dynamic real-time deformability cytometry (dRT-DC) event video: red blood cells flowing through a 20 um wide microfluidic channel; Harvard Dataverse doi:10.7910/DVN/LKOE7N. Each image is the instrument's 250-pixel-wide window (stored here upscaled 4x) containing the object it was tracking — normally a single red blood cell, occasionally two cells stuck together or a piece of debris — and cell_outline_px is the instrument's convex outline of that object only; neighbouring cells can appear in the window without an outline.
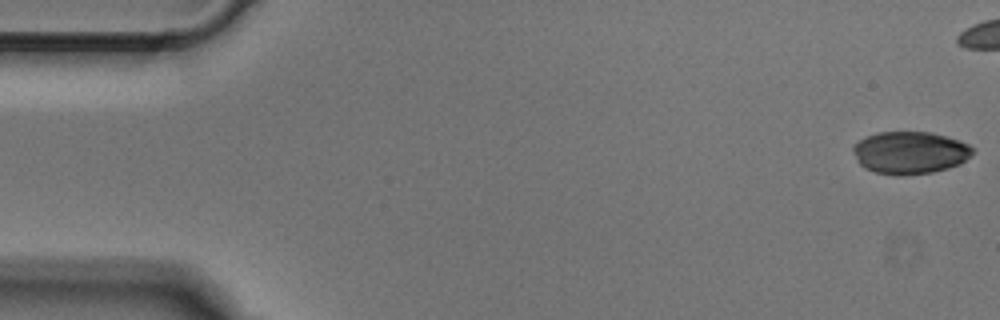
{"species": "Egyptian fruit bat (a non-hibernating species)", "species_latin": "Rousettus aegyptiacus", "temperature_condition": "cold", "stored_images_in_passage": 14, "camera_frame_rate_fps": 3000, "um_per_image_px": 0.085, "animal": {"sex": "male"}, "frame": {"image": 1, "passage_image": 1, "time_ms": 0.0, "image_size_px": [1000, 320], "cell_outline_px": [[976, 148], [960, 164], [948, 168], [932, 172], [876, 172], [864, 168], [860, 164], [852, 152], [852, 148], [864, 136], [876, 132], [932, 132], [960, 140]], "centroid_in_image_um": [77.35, 12.92], "position_along_channel_um": 7.6, "area_um2": 28.84}}